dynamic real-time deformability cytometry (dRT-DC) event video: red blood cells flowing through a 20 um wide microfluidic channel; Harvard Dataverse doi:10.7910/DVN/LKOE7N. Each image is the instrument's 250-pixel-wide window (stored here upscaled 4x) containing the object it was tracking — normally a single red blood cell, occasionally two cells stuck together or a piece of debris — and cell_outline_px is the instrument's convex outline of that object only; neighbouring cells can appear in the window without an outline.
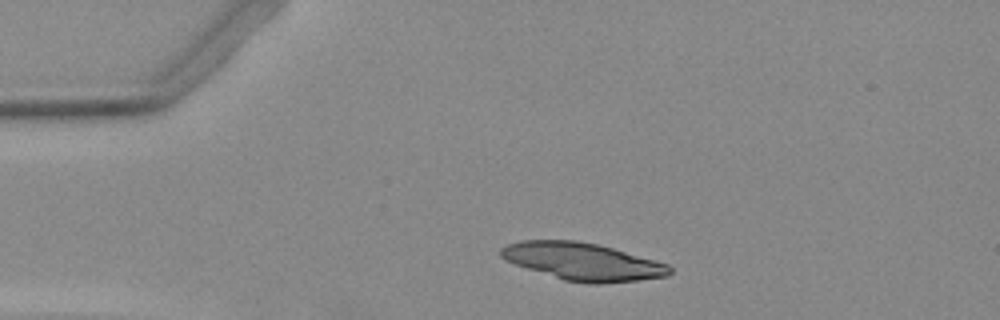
{"species": "Egyptian fruit bat (a non-hibernating species)", "species_latin": "Rousettus aegyptiacus", "temperature_condition": "warm", "stored_images_in_passage": 34, "camera_frame_rate_fps": 3000, "um_per_image_px": 0.085, "animal": {"sex": "female"}, "frame": {"image": 1, "passage_image": 1, "time_ms": 0.0, "image_size_px": [1000, 320], "cell_outline_px": [[672, 272], [668, 276], [636, 280], [600, 284], [592, 284], [564, 280], [516, 264], [500, 256], [500, 248], [508, 244], [520, 240], [576, 240], [596, 244], [612, 248], [668, 264], [672, 268]], "centroid_in_image_um": [49.54, 22.23], "position_along_channel_um": 35.5, "area_um2": 36.41}}